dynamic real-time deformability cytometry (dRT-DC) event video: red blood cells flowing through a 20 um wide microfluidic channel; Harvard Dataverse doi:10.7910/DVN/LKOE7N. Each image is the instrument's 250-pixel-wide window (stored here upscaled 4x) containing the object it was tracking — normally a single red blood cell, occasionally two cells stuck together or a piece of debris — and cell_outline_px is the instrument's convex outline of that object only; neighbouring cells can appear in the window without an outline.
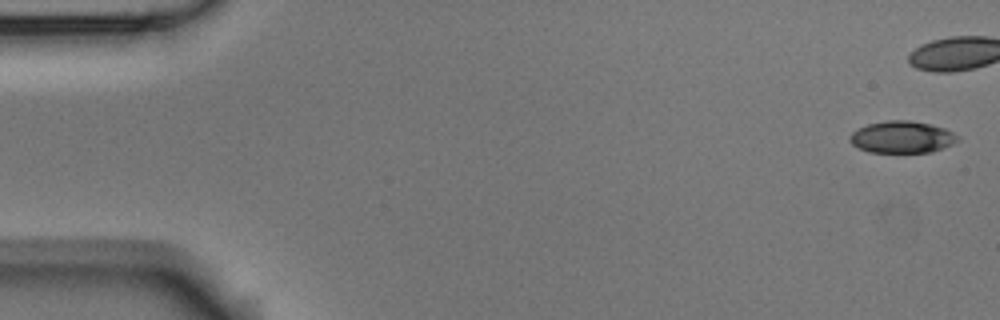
{"species": "Egyptian fruit bat (a non-hibernating species)", "species_latin": "Rousettus aegyptiacus", "temperature_condition": "room temperature", "stored_images_in_passage": 7, "camera_frame_rate_fps": 3000, "um_per_image_px": 0.085, "animal": {"sex": "male"}, "frame": {"image": 1, "passage_image": 1, "time_ms": 0.0, "image_size_px": [1000, 320], "cell_outline_px": [[960, 140], [944, 148], [932, 152], [868, 152], [852, 144], [848, 140], [848, 136], [852, 132], [868, 124], [888, 120], [912, 120], [944, 128], [960, 136]], "centroid_in_image_um": [76.68, 11.65], "position_along_channel_um": 8.3, "area_um2": 20.11}}
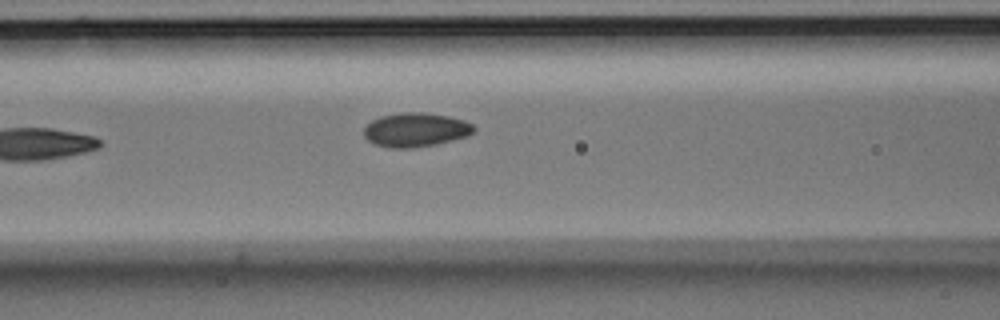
{"frame": {"image": 2, "passage_image": 7, "time_ms": 8.0, "image_size_px": [1000, 320], "cell_outline_px": [[476, 128], [468, 136], [436, 144], [412, 148], [392, 148], [372, 144], [364, 136], [364, 128], [372, 120], [380, 116], [404, 112], [424, 112], [448, 116], [464, 120], [472, 124]], "centroid_in_image_um": [35.32, 11.03], "position_along_channel_um": 131.3, "area_um2": 21.85}}